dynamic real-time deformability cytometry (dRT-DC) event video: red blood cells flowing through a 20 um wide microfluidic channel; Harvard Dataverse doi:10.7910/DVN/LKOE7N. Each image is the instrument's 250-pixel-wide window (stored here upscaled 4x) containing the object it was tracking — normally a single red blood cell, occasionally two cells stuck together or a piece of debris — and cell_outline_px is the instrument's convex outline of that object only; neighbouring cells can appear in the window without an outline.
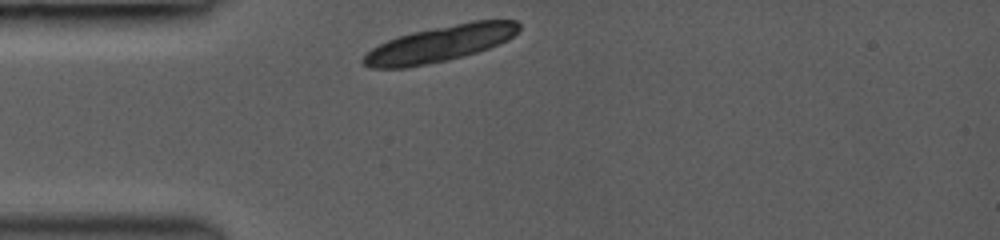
{"species": "common noctule bat (a hibernating species)", "species_latin": "Nyctalus noctula", "temperature_condition": "room temperature", "stored_images_in_passage": 31, "camera_frame_rate_fps": 3000, "um_per_image_px": 0.085, "animal": {"sex": "female", "body_mass_g": 19.0, "forearm_length_mm": 53.3}, "frame": {"image": 1, "passage_image": 1, "time_ms": 0.0, "image_size_px": [1000, 240], "cell_outline_px": [[520, 28], [508, 40], [488, 48], [464, 56], [448, 60], [408, 68], [372, 68], [364, 64], [360, 60], [372, 48], [396, 36], [412, 32], [472, 20], [516, 20], [520, 24]], "centroid_in_image_um": [37.39, 3.72], "position_along_channel_um": 47.6, "area_um2": 32.66}}